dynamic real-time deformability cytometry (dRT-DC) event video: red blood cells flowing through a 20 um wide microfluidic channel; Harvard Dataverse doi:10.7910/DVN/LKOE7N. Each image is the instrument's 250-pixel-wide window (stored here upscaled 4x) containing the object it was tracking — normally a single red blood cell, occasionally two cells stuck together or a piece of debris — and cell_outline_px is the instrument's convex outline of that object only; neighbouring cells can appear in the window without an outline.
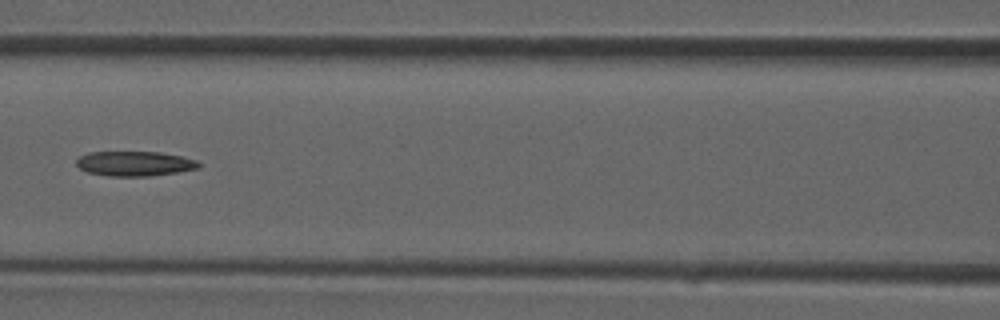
{"species": "common noctule bat (a hibernating species)", "species_latin": "Nyctalus noctula", "temperature_condition": "room temperature", "stored_images_in_passage": 37, "camera_frame_rate_fps": 3000, "um_per_image_px": 0.085, "animal": {"sex": "male", "forearm_length_mm": 52.5}, "frame": {"image": 1, "passage_image": 16, "time_ms": 5.0, "image_size_px": [1000, 320], "cell_outline_px": [[200, 168], [176, 172], [148, 176], [108, 176], [88, 172], [80, 168], [76, 164], [76, 160], [80, 156], [88, 152], [160, 152], [180, 156], [196, 160], [200, 164]], "centroid_in_image_um": [11.43, 13.9], "position_along_channel_um": 155.2, "area_um2": 17.57}}
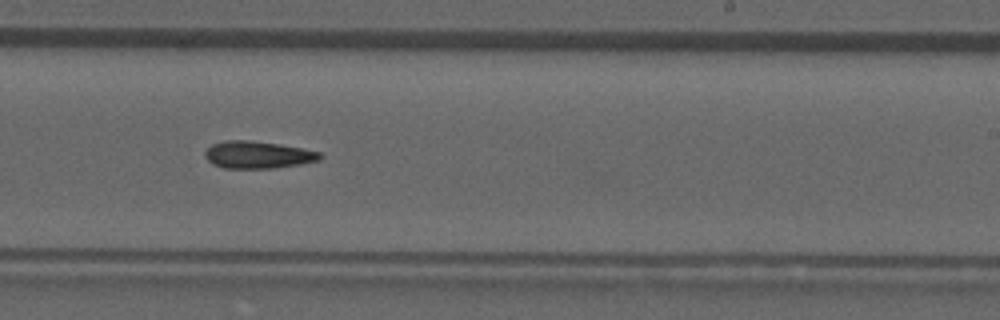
{"frame": {"image": 2, "passage_image": 22, "time_ms": 7.0, "image_size_px": [1000, 320], "cell_outline_px": [[324, 156], [320, 160], [300, 164], [272, 168], [224, 168], [212, 164], [204, 156], [204, 152], [212, 144], [224, 140], [248, 140], [280, 144], [320, 152]], "centroid_in_image_um": [21.9, 13.15], "position_along_channel_um": 267.1, "area_um2": 18.26}}